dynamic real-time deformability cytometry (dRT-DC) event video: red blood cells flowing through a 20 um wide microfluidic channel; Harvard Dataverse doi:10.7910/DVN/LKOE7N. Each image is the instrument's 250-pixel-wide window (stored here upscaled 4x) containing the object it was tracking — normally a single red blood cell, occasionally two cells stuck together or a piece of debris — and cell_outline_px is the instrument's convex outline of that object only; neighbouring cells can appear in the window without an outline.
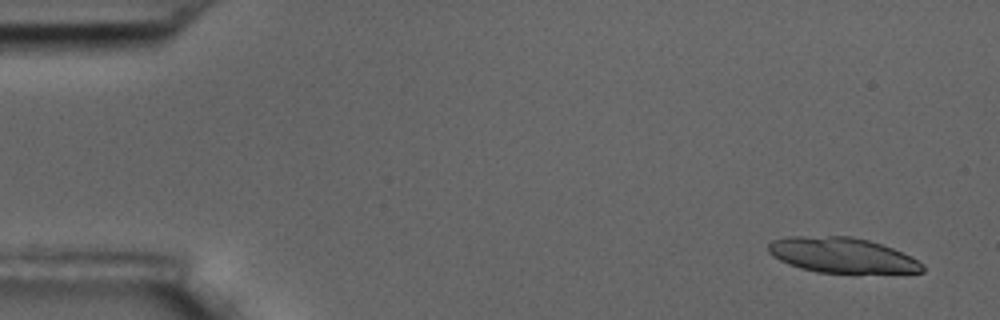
{"species": "common noctule bat (a hibernating species)", "species_latin": "Nyctalus noctula", "temperature_condition": "room temperature", "stored_images_in_passage": 5, "camera_frame_rate_fps": 3000, "um_per_image_px": 0.085, "animal": {"sex": "male", "body_mass_g": 17.5, "forearm_length_mm": 52.3}, "frame": {"image": 1, "passage_image": 1, "time_ms": 0.0, "image_size_px": [1000, 320], "cell_outline_px": [[924, 272], [852, 276], [816, 272], [800, 268], [788, 264], [780, 260], [768, 252], [768, 244], [772, 240], [788, 236], [852, 236], [868, 240], [892, 248], [924, 264]], "centroid_in_image_um": [71.6, 21.75], "position_along_channel_um": 13.4, "area_um2": 32.77}}